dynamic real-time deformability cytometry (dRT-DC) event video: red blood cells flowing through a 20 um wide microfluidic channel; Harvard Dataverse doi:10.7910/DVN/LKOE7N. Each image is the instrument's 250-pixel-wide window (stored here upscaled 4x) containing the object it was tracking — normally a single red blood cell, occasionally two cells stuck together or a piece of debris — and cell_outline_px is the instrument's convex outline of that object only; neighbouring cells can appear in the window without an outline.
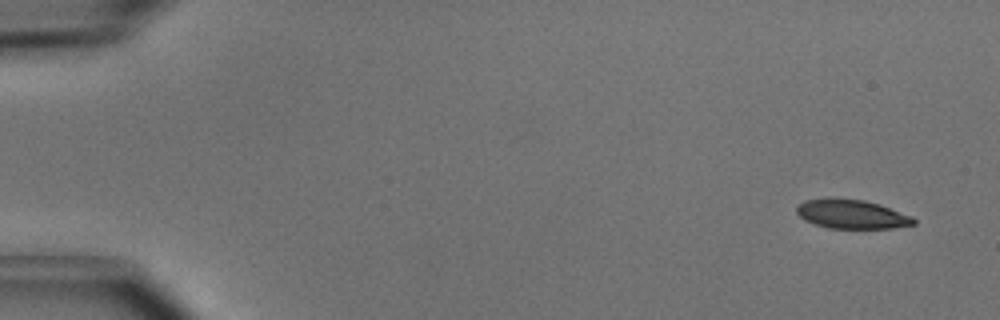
{"species": "common noctule bat (a hibernating species)", "species_latin": "Nyctalus noctula", "temperature_condition": "cold", "stored_images_in_passage": 6, "camera_frame_rate_fps": 3000, "um_per_image_px": 0.085, "animal": {"sex": "male", "body_mass_g": 15.6}, "frame": {"image": 1, "passage_image": 1, "time_ms": 0.0, "image_size_px": [1000, 320], "cell_outline_px": [[916, 224], [892, 228], [828, 228], [804, 220], [796, 212], [796, 208], [804, 200], [864, 200], [880, 204], [912, 216], [916, 220]], "centroid_in_image_um": [72.45, 18.23], "position_along_channel_um": 12.5, "area_um2": 19.25}}
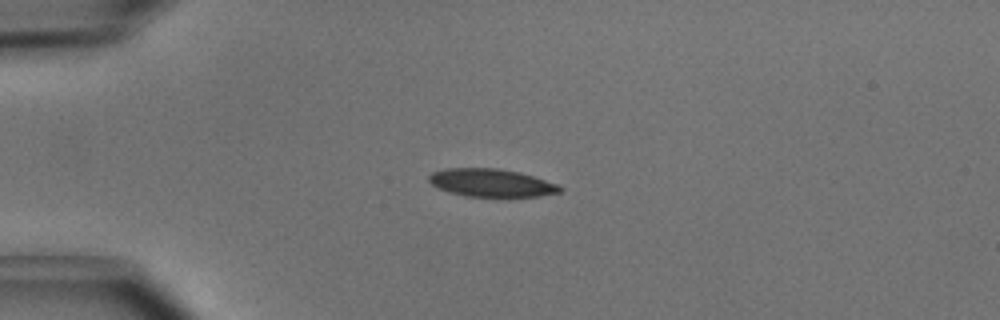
{"frame": {"image": 2, "passage_image": 4, "time_ms": 1.0, "image_size_px": [1000, 320], "cell_outline_px": [[564, 188], [560, 192], [540, 196], [464, 196], [448, 192], [432, 184], [428, 180], [428, 176], [432, 172], [448, 168], [500, 168], [520, 172], [560, 184]], "centroid_in_image_um": [41.8, 15.53], "position_along_channel_um": 43.2, "area_um2": 21.39}}